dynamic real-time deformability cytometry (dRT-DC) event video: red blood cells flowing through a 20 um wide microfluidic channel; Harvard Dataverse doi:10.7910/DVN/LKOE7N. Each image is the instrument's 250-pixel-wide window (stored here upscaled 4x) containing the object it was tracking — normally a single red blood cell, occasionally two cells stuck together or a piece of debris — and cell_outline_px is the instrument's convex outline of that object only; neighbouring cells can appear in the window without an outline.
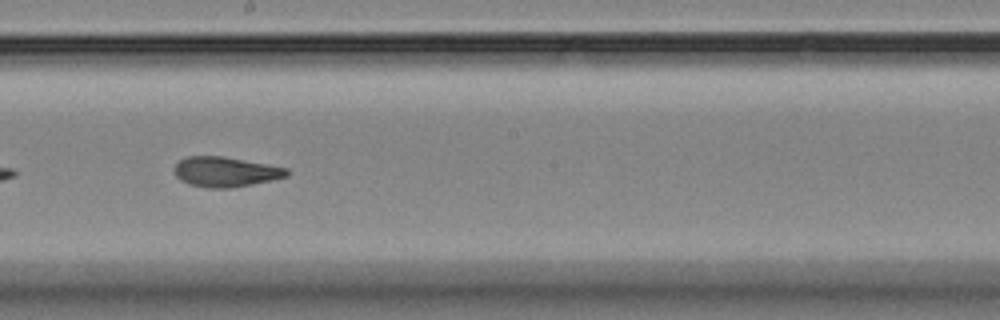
{"species": "Egyptian fruit bat (a non-hibernating species)", "species_latin": "Rousettus aegyptiacus", "temperature_condition": "room temperature", "stored_images_in_passage": 14, "camera_frame_rate_fps": 3000, "um_per_image_px": 0.085, "animal": {"sex": "female"}, "frame": {"image": 1, "passage_image": 7, "time_ms": 6.667, "image_size_px": [1000, 320], "cell_outline_px": [[288, 176], [272, 180], [252, 184], [228, 188], [208, 188], [188, 184], [180, 180], [176, 176], [172, 168], [180, 160], [188, 156], [224, 156], [288, 168]], "centroid_in_image_um": [19.14, 14.6], "position_along_channel_um": 229.1, "area_um2": 19.71}}
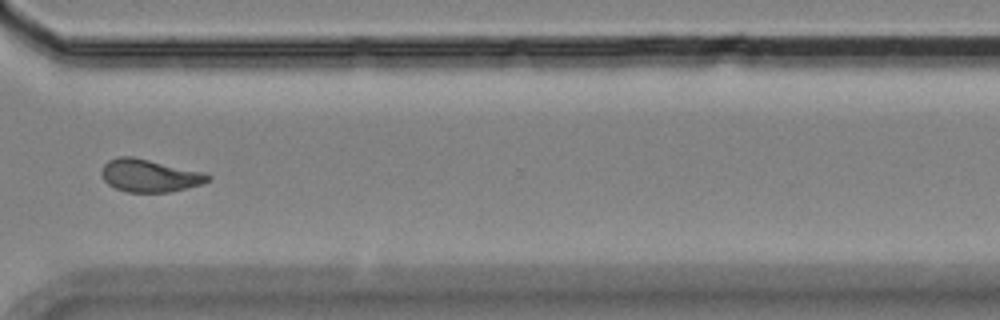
{"frame": {"image": 2, "passage_image": 10, "time_ms": 10.333, "image_size_px": [1000, 320], "cell_outline_px": [[212, 180], [200, 184], [168, 192], [128, 192], [116, 188], [108, 184], [104, 180], [100, 172], [104, 164], [108, 160], [120, 156], [132, 156], [208, 172], [212, 176]], "centroid_in_image_um": [12.75, 14.91], "position_along_channel_um": 357.9, "area_um2": 20.46}}
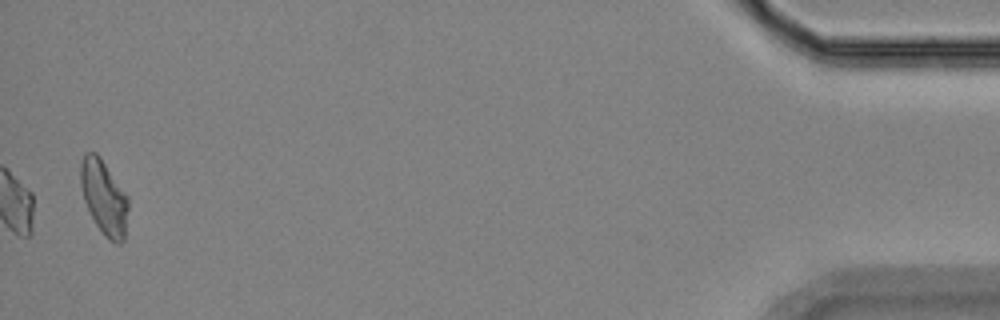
{"frame": {"image": 3, "passage_image": 14, "time_ms": 14.667, "image_size_px": [1000, 320], "cell_outline_px": [[128, 208], [124, 240], [120, 244], [116, 244], [108, 240], [104, 236], [96, 224], [84, 200], [80, 184], [80, 164], [84, 152], [96, 152], [100, 156], [128, 196]], "centroid_in_image_um": [8.84, 16.77], "position_along_channel_um": 426.4, "area_um2": 20.81}, "authors_computed_cell_mechanics": {"area_um2": 19.9121, "velocity_mm_per_s": 3.5263, "shape_relaxation_time_tau1_ms": 8.2746, "shape_relaxation_time_tau2_ms": 2.2758, "deformation_change_tau1": 0.1812, "deformation_change_tau2": 0.0859}}